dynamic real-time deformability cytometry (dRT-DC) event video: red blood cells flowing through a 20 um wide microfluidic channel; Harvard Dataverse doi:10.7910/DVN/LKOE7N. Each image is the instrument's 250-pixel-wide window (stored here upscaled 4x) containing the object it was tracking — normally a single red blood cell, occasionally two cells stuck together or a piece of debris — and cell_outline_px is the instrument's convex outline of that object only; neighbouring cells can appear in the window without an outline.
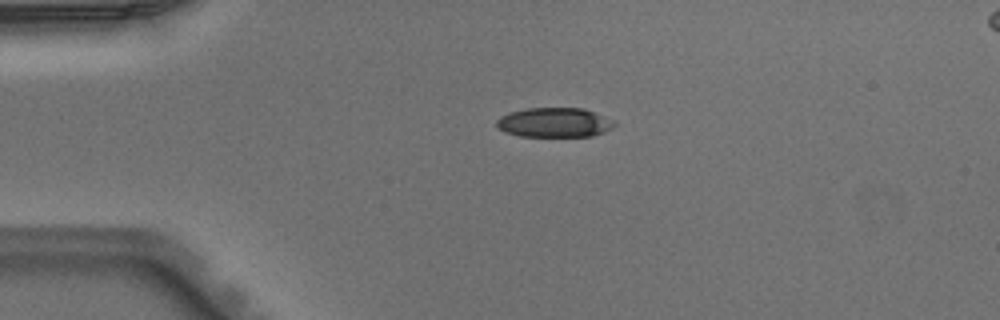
{"species": "Egyptian fruit bat (a non-hibernating species)", "species_latin": "Rousettus aegyptiacus", "temperature_condition": "warm", "stored_images_in_passage": 3, "segment_of_instrument_passage": [1, 2], "camera_frame_rate_fps": 3000, "um_per_image_px": 0.085, "animal": {"sex": "male"}, "frame": {"image": 1, "passage_image": 1, "time_ms": 0.0, "image_size_px": [1000, 320], "cell_outline_px": [[616, 124], [612, 128], [604, 132], [592, 136], [520, 136], [508, 132], [500, 128], [496, 124], [496, 120], [500, 116], [524, 108], [584, 108], [616, 120]], "centroid_in_image_um": [47.18, 10.4], "position_along_channel_um": 37.8, "area_um2": 20.29}}